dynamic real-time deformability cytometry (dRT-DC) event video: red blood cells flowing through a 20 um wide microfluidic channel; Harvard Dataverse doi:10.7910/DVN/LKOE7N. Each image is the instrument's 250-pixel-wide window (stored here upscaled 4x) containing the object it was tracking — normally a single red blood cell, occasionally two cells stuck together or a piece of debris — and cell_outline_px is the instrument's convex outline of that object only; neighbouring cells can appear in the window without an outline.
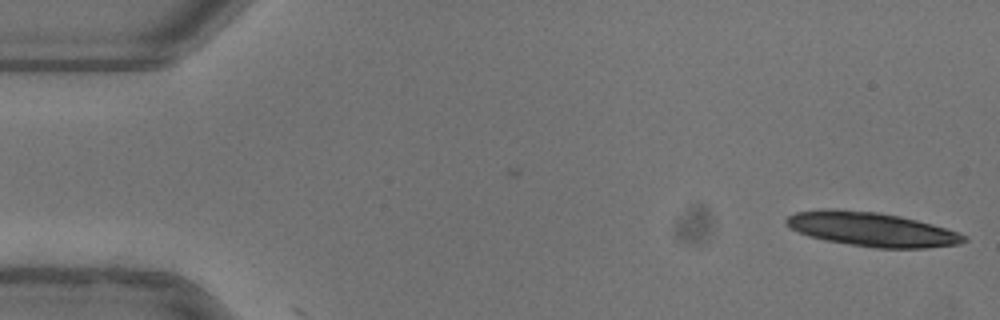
{"species": "common noctule bat (a hibernating species)", "species_latin": "Nyctalus noctula", "temperature_condition": "warm", "stored_images_in_passage": 3, "camera_frame_rate_fps": 3000, "um_per_image_px": 0.085, "animal": {"sex": "female"}, "frame": {"image": 1, "passage_image": 3, "time_ms": 0.667, "image_size_px": [1000, 320], "cell_outline_px": [[968, 240], [960, 244], [924, 248], [876, 248], [824, 240], [808, 236], [784, 224], [784, 220], [788, 216], [796, 212], [828, 208], [832, 208], [880, 212], [900, 216], [932, 224], [960, 232], [968, 236]], "centroid_in_image_um": [74.11, 19.48], "position_along_channel_um": 10.9, "area_um2": 35.55}}